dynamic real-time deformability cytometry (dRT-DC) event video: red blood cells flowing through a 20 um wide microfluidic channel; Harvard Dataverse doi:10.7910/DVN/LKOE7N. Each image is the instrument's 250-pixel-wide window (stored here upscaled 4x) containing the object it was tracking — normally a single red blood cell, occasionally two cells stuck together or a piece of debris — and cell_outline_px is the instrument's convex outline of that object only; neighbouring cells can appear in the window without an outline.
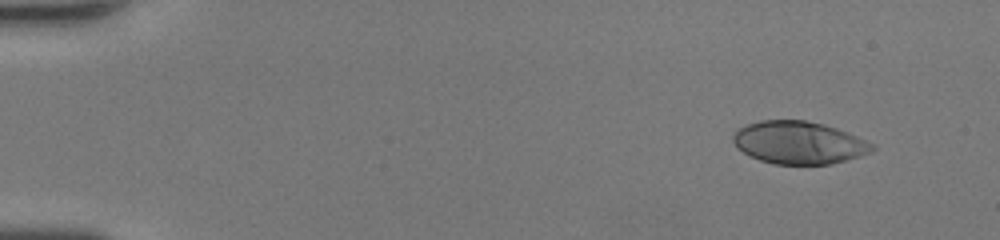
{"species": "human", "species_latin": "Homo sapiens", "temperature_condition": "room temperature", "stored_images_in_passage": 44, "camera_frame_rate_fps": 3000, "um_per_image_px": 0.085, "donor": {"sex": "female"}, "frame": {"image": 1, "passage_image": 1, "time_ms": 0.0, "image_size_px": [1000, 240], "cell_outline_px": [[876, 148], [872, 152], [860, 156], [832, 164], [772, 164], [760, 160], [736, 148], [732, 140], [732, 136], [740, 128], [748, 124], [760, 120], [804, 120], [824, 124], [836, 128], [876, 144]], "centroid_in_image_um": [67.93, 12.13], "position_along_channel_um": 17.1, "area_um2": 34.56}}
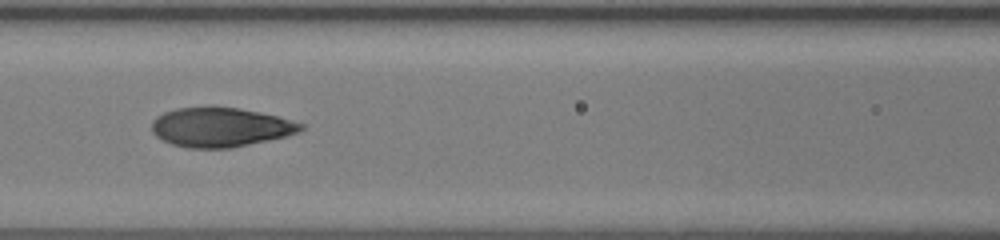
{"frame": {"image": 2, "passage_image": 19, "time_ms": 6.0, "image_size_px": [1000, 240], "cell_outline_px": [[304, 128], [300, 132], [288, 136], [232, 148], [188, 148], [172, 144], [156, 136], [152, 132], [152, 120], [156, 116], [164, 112], [176, 108], [208, 104], [212, 104], [240, 108], [260, 112], [276, 116], [304, 124]], "centroid_in_image_um": [18.72, 10.78], "position_along_channel_um": 147.9, "area_um2": 34.97}}
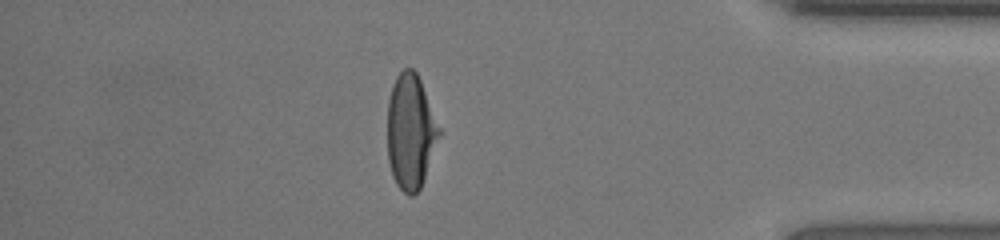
{"frame": {"image": 3, "passage_image": 38, "time_ms": 12.333, "image_size_px": [1000, 240], "cell_outline_px": [[440, 132], [420, 188], [412, 196], [408, 196], [396, 184], [392, 176], [388, 160], [388, 100], [392, 84], [396, 76], [404, 68], [412, 68], [416, 72], [420, 80], [440, 128]], "centroid_in_image_um": [34.87, 11.17], "position_along_channel_um": 400.3, "area_um2": 34.1}, "authors_computed_cell_mechanics": {"area_um2": 34.8534, "velocity_mm_per_s": 4.4721, "shape_relaxation_time_tau1_ms": 4.836, "shape_relaxation_time_tau2_ms": 0.6496, "deformation_change_tau1": 0.2413, "deformation_change_tau2": 0.0497}}